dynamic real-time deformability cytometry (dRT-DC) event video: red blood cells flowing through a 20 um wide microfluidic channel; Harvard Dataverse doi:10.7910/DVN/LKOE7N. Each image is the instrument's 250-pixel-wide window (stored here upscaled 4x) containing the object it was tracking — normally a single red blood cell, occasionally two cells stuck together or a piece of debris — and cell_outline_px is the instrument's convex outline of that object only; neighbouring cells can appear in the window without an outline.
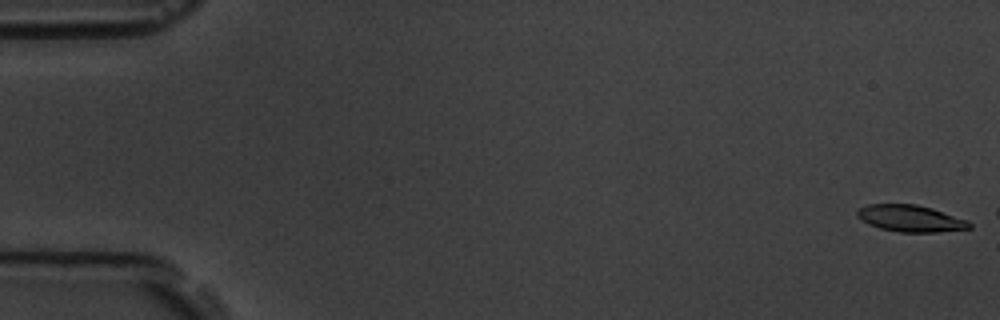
{"species": "common noctule bat (a hibernating species)", "species_latin": "Nyctalus noctula", "temperature_condition": "room temperature", "stored_images_in_passage": 3, "camera_frame_rate_fps": 3000, "um_per_image_px": 0.085, "animal": {"sex": "male", "body_mass_g": 19.5, "forearm_length_mm": 54.6}, "frame": {"image": 1, "passage_image": 1, "time_ms": 0.0, "image_size_px": [1000, 320], "cell_outline_px": [[972, 228], [936, 232], [900, 232], [880, 228], [868, 224], [860, 220], [856, 216], [856, 212], [860, 208], [868, 204], [916, 204], [932, 208], [968, 220], [972, 224]], "centroid_in_image_um": [77.39, 18.56], "position_along_channel_um": 7.6, "area_um2": 17.51}}